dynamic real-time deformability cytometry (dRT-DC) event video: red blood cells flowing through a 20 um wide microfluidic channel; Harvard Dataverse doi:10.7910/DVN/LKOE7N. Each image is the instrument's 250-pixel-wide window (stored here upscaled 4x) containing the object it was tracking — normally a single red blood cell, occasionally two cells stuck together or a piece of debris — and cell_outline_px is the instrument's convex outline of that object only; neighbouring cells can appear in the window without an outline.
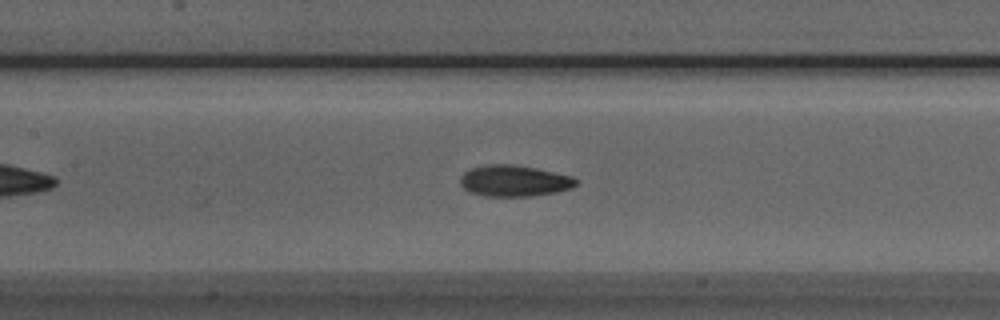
{"species": "Egyptian fruit bat (a non-hibernating species)", "species_latin": "Rousettus aegyptiacus", "temperature_condition": "room temperature", "stored_images_in_passage": 41, "camera_frame_rate_fps": 3000, "um_per_image_px": 0.085, "animal": {"sex": "male"}, "frame": {"image": 1, "passage_image": 15, "time_ms": 4.667, "image_size_px": [1000, 320], "cell_outline_px": [[580, 180], [572, 188], [556, 192], [532, 196], [484, 196], [468, 192], [460, 184], [460, 176], [464, 172], [472, 168], [488, 164], [512, 164], [536, 168], [572, 176]], "centroid_in_image_um": [43.71, 15.37], "position_along_channel_um": 163.7, "area_um2": 21.21}}
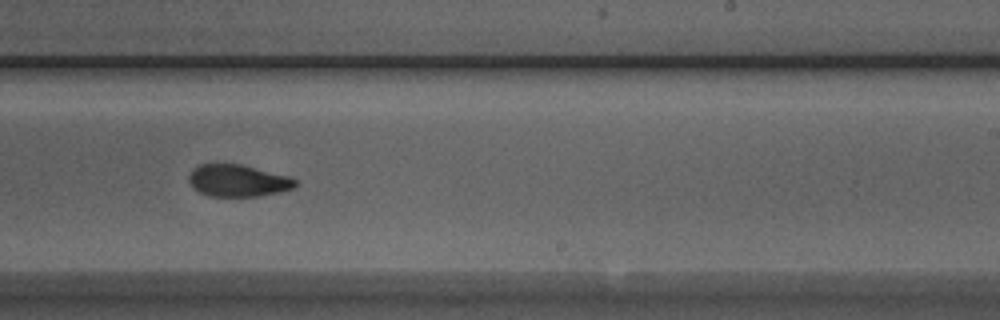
{"frame": {"image": 2, "passage_image": 23, "time_ms": 7.333, "image_size_px": [1000, 320], "cell_outline_px": [[296, 184], [292, 188], [280, 192], [260, 196], [208, 196], [200, 192], [188, 180], [188, 176], [192, 168], [200, 164], [240, 164], [288, 176], [296, 180]], "centroid_in_image_um": [20.2, 15.35], "position_along_channel_um": 268.8, "area_um2": 19.65}}
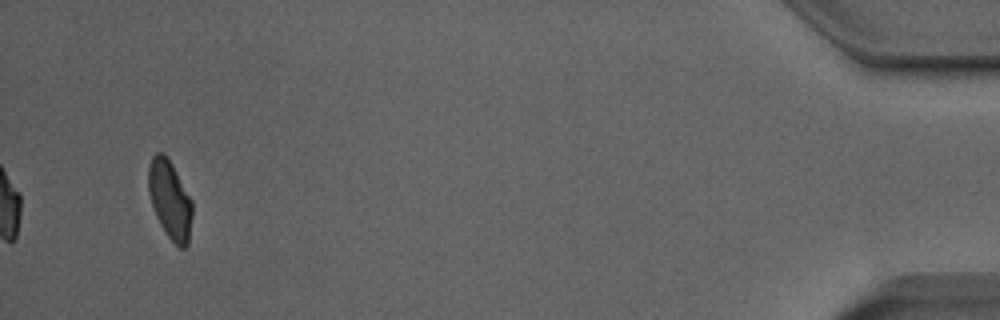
{"frame": {"image": 3, "passage_image": 41, "time_ms": 13.333, "image_size_px": [1000, 320], "cell_outline_px": [[192, 216], [188, 244], [184, 248], [180, 248], [168, 236], [160, 224], [156, 216], [148, 192], [148, 168], [152, 156], [156, 152], [164, 152], [172, 164], [192, 200]], "centroid_in_image_um": [14.44, 16.95], "position_along_channel_um": 420.8, "area_um2": 20.0}, "authors_computed_cell_mechanics": {"area_um2": 20.519, "velocity_mm_per_s": 3.9582, "shape_relaxation_time_tau1_ms": 7.0402, "shape_relaxation_time_tau2_ms": 2.4454, "deformation_change_tau1": 0.1807, "deformation_change_tau2": 0.0858}}